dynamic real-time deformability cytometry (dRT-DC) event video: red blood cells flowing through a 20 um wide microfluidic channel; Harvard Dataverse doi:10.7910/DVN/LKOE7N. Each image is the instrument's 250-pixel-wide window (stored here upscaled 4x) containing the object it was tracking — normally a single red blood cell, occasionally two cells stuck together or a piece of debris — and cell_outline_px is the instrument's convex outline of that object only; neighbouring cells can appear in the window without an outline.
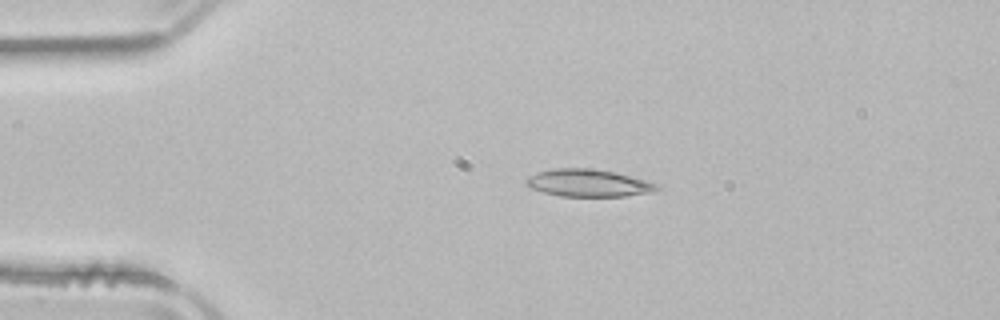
{"species": "common noctule bat (a hibernating species)", "species_latin": "Nyctalus noctula", "temperature_condition": "room temperature", "stored_images_in_passage": 42, "camera_frame_rate_fps": 3000, "um_per_image_px": 0.085, "animal": {"sex": "male", "body_mass_g": 21.5, "forearm_length_mm": 52.0}, "frame": {"image": 1, "passage_image": 1, "time_ms": 0.0, "image_size_px": [1000, 320], "cell_outline_px": [[660, 188], [652, 192], [624, 196], [560, 196], [544, 192], [532, 188], [524, 184], [524, 180], [528, 176], [536, 172], [552, 168], [592, 168], [612, 172], [660, 184]], "centroid_in_image_um": [49.96, 15.55], "position_along_channel_um": 35.0, "area_um2": 20.81}}
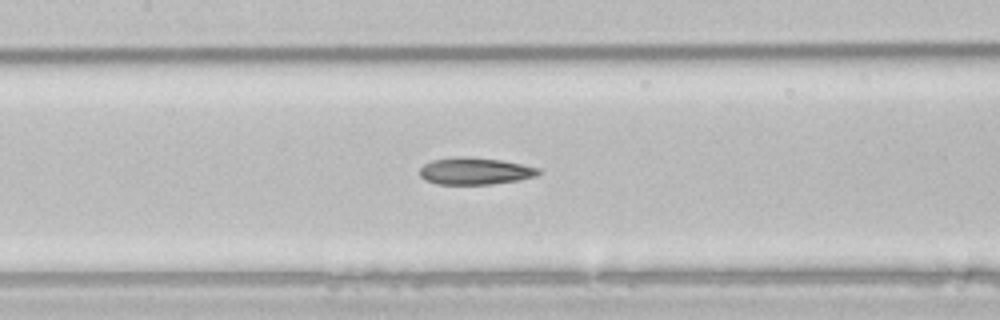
{"frame": {"image": 2, "passage_image": 14, "time_ms": 4.333, "image_size_px": [1000, 320], "cell_outline_px": [[540, 172], [536, 176], [516, 180], [492, 184], [436, 184], [424, 180], [420, 176], [420, 168], [424, 164], [432, 160], [456, 156], [464, 156], [500, 160], [540, 168]], "centroid_in_image_um": [40.33, 14.54], "position_along_channel_um": 167.1, "area_um2": 18.61}}
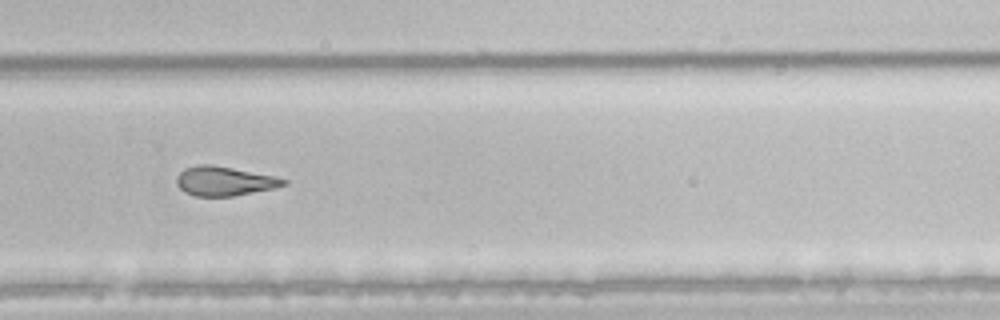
{"frame": {"image": 3, "passage_image": 25, "time_ms": 8.0, "image_size_px": [1000, 320], "cell_outline_px": [[288, 184], [276, 188], [232, 196], [196, 196], [184, 192], [176, 184], [176, 176], [184, 168], [196, 164], [212, 164], [272, 176], [288, 180]], "centroid_in_image_um": [19.03, 15.39], "position_along_channel_um": 310.8, "area_um2": 18.26}, "authors_computed_cell_mechanics": {"area_um2": 19.3919, "velocity_mm_per_s": 3.9335, "shape_relaxation_time_tau1_ms": null, "shape_relaxation_time_tau2_ms": 6.3246, "deformation_change_tau1": null, "deformation_change_tau2": 0.1807}}